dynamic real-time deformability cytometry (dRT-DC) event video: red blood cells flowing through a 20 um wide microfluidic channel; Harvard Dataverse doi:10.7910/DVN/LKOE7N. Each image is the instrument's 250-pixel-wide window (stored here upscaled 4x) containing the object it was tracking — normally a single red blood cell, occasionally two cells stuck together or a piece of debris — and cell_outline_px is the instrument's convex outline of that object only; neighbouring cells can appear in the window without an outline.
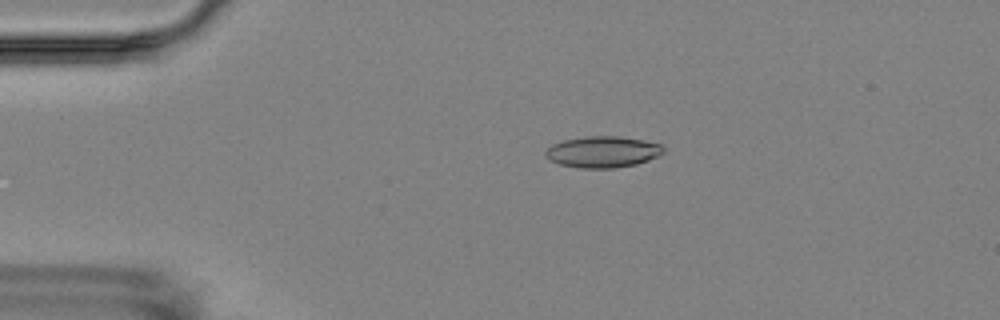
{"species": "Egyptian fruit bat (a non-hibernating species)", "species_latin": "Rousettus aegyptiacus", "temperature_condition": "room temperature", "stored_images_in_passage": 9, "camera_frame_rate_fps": 3000, "um_per_image_px": 0.085, "animal": {"sex": "female"}, "frame": {"image": 1, "passage_image": 4, "time_ms": 3.333, "image_size_px": [1000, 320], "cell_outline_px": [[664, 152], [660, 156], [636, 164], [616, 168], [580, 168], [560, 164], [548, 160], [544, 156], [544, 152], [552, 144], [564, 140], [584, 136], [620, 136], [644, 140], [660, 144], [664, 148]], "centroid_in_image_um": [51.22, 12.91], "position_along_channel_um": 33.8, "area_um2": 21.73}}
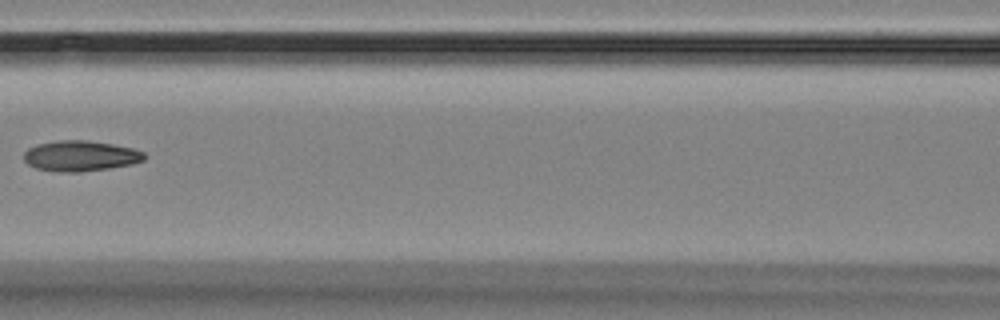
{"frame": {"image": 2, "passage_image": 8, "time_ms": 8.0, "image_size_px": [1000, 320], "cell_outline_px": [[144, 160], [132, 164], [108, 168], [80, 172], [56, 172], [36, 168], [28, 164], [24, 160], [24, 152], [28, 148], [36, 144], [56, 140], [84, 140], [112, 144], [132, 148], [144, 152]], "centroid_in_image_um": [6.8, 13.25], "position_along_channel_um": 159.8, "area_um2": 21.44}}
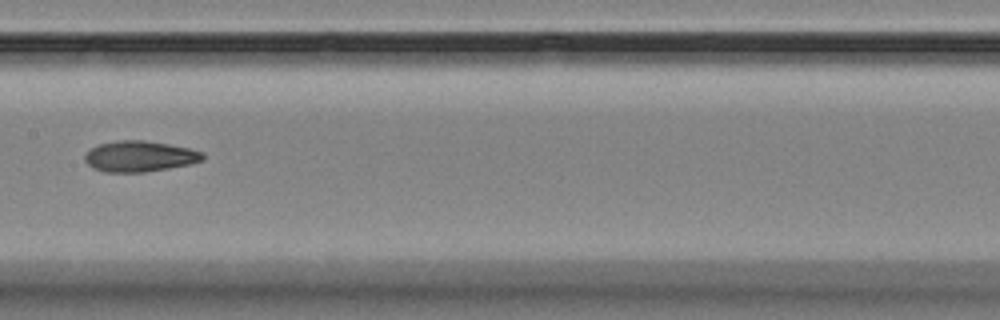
{"frame": {"image": 3, "passage_image": 9, "time_ms": 9.0, "image_size_px": [1000, 320], "cell_outline_px": [[204, 160], [188, 164], [168, 168], [144, 172], [104, 172], [92, 168], [84, 160], [84, 156], [92, 148], [100, 144], [116, 140], [144, 140], [168, 144], [188, 148], [204, 152]], "centroid_in_image_um": [11.86, 13.29], "position_along_channel_um": 195.5, "area_um2": 21.1}}